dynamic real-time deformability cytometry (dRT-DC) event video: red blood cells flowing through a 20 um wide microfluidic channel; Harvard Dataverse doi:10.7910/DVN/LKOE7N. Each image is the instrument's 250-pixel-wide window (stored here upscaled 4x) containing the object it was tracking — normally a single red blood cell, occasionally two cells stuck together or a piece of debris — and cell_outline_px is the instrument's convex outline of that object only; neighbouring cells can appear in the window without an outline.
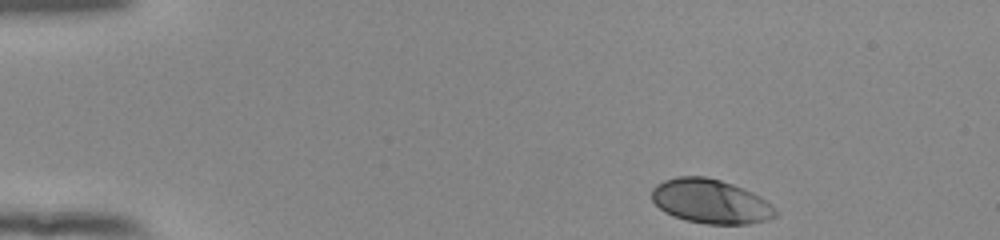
{"species": "human", "species_latin": "Homo sapiens", "temperature_condition": "room temperature", "stored_images_in_passage": 46, "camera_frame_rate_fps": 3000, "um_per_image_px": 0.085, "donor": {"sex": "female"}, "frame": {"image": 1, "passage_image": 1, "time_ms": 0.0, "image_size_px": [1000, 240], "cell_outline_px": [[780, 212], [776, 216], [768, 220], [748, 224], [708, 224], [684, 220], [672, 216], [664, 212], [652, 200], [652, 188], [656, 184], [664, 180], [676, 176], [704, 176], [720, 180], [732, 184], [752, 192], [760, 196]], "centroid_in_image_um": [60.4, 17.12], "position_along_channel_um": 24.6, "area_um2": 32.08}}
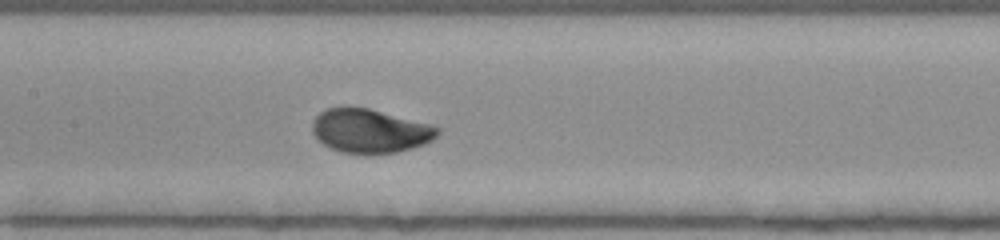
{"frame": {"image": 2, "passage_image": 20, "time_ms": 6.333, "image_size_px": [1000, 240], "cell_outline_px": [[440, 132], [432, 140], [424, 144], [412, 148], [396, 152], [364, 156], [340, 152], [324, 144], [312, 132], [312, 120], [320, 112], [328, 108], [344, 104], [368, 108], [432, 124], [440, 128]], "centroid_in_image_um": [31.43, 11.12], "position_along_channel_um": 176.0, "area_um2": 32.83}}
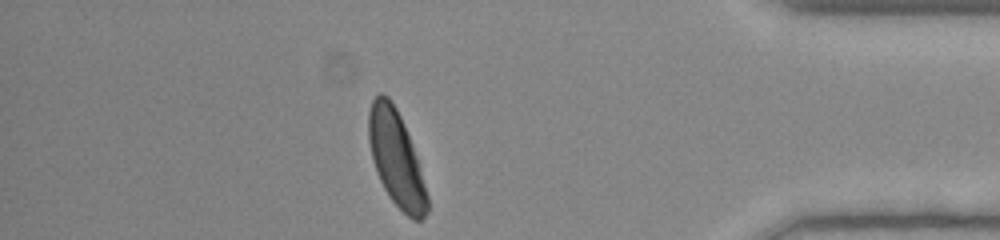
{"frame": {"image": 3, "passage_image": 40, "time_ms": 13.0, "image_size_px": [1000, 240], "cell_outline_px": [[428, 212], [420, 220], [412, 220], [388, 196], [376, 172], [372, 160], [368, 140], [368, 112], [372, 100], [380, 92], [388, 96], [396, 108], [404, 124], [412, 144], [416, 156], [428, 196]], "centroid_in_image_um": [33.65, 13.46], "position_along_channel_um": 401.5, "area_um2": 32.37}, "authors_computed_cell_mechanics": {"area_um2": 31.8767, "velocity_mm_per_s": 3.8748, "shape_relaxation_time_tau1_ms": 2.4012, "shape_relaxation_time_tau2_ms": null, "deformation_change_tau1": 0.1544, "deformation_change_tau2": null}}